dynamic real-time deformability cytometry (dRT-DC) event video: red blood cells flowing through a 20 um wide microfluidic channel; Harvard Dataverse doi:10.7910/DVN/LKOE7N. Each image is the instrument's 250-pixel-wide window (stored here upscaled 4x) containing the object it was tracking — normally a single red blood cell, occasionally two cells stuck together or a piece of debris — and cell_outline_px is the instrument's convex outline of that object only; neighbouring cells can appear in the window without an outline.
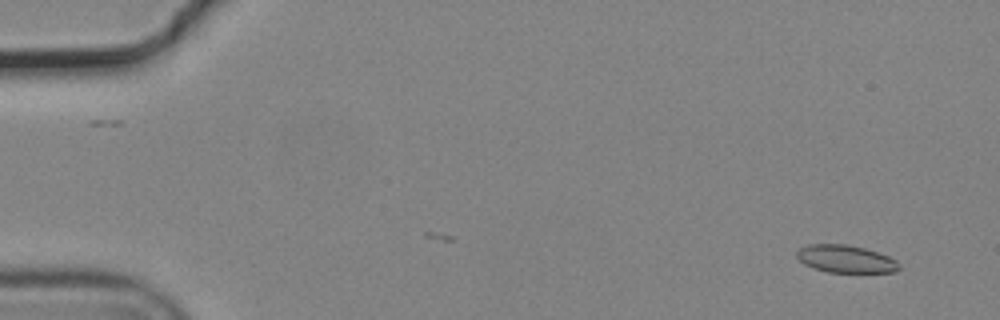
{"species": "common noctule bat (a hibernating species)", "species_latin": "Nyctalus noctula", "temperature_condition": "cold", "stored_images_in_passage": 2, "camera_frame_rate_fps": 3000, "um_per_image_px": 0.085, "animal": {"sex": "male", "body_mass_g": 19.2, "forearm_length_mm": 51.8}, "frame": {"image": 1, "passage_image": 2, "time_ms": 0.333, "image_size_px": [1000, 320], "cell_outline_px": [[904, 268], [896, 272], [828, 272], [812, 268], [804, 264], [796, 256], [796, 252], [800, 248], [808, 244], [848, 244], [864, 248], [888, 256], [896, 260]], "centroid_in_image_um": [71.91, 22.01], "position_along_channel_um": 13.1, "area_um2": 16.59}}